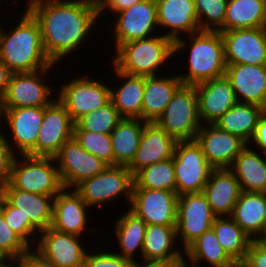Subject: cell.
Returning a JSON list of instances; mask_svg holds the SVG:
<instances>
[{"mask_svg":"<svg viewBox=\"0 0 266 267\" xmlns=\"http://www.w3.org/2000/svg\"><path fill=\"white\" fill-rule=\"evenodd\" d=\"M27 10L38 21L44 51L55 64L75 54L99 21L98 7L88 0H45Z\"/></svg>","mask_w":266,"mask_h":267,"instance_id":"1","label":"cell"},{"mask_svg":"<svg viewBox=\"0 0 266 267\" xmlns=\"http://www.w3.org/2000/svg\"><path fill=\"white\" fill-rule=\"evenodd\" d=\"M23 14L8 32L0 25V60L13 73L35 72L53 63L44 51L38 21L27 9Z\"/></svg>","mask_w":266,"mask_h":267,"instance_id":"2","label":"cell"},{"mask_svg":"<svg viewBox=\"0 0 266 267\" xmlns=\"http://www.w3.org/2000/svg\"><path fill=\"white\" fill-rule=\"evenodd\" d=\"M174 40V56L189 50L187 72L177 74L183 85H196L225 76L224 41L219 31L200 30ZM190 46V47H189ZM189 48V49H188ZM183 51V52H182ZM176 54V55H175Z\"/></svg>","mask_w":266,"mask_h":267,"instance_id":"3","label":"cell"},{"mask_svg":"<svg viewBox=\"0 0 266 267\" xmlns=\"http://www.w3.org/2000/svg\"><path fill=\"white\" fill-rule=\"evenodd\" d=\"M172 56L174 41L161 33L122 44L113 53L111 64L126 74L156 76Z\"/></svg>","mask_w":266,"mask_h":267,"instance_id":"4","label":"cell"},{"mask_svg":"<svg viewBox=\"0 0 266 267\" xmlns=\"http://www.w3.org/2000/svg\"><path fill=\"white\" fill-rule=\"evenodd\" d=\"M8 184L18 190L51 197L64 188L56 160L50 156L15 155Z\"/></svg>","mask_w":266,"mask_h":267,"instance_id":"5","label":"cell"},{"mask_svg":"<svg viewBox=\"0 0 266 267\" xmlns=\"http://www.w3.org/2000/svg\"><path fill=\"white\" fill-rule=\"evenodd\" d=\"M155 123L177 141L195 140L202 126L195 86L182 85Z\"/></svg>","mask_w":266,"mask_h":267,"instance_id":"6","label":"cell"},{"mask_svg":"<svg viewBox=\"0 0 266 267\" xmlns=\"http://www.w3.org/2000/svg\"><path fill=\"white\" fill-rule=\"evenodd\" d=\"M133 183V175L126 166L109 165L103 172L82 181L74 190L90 208L122 196L129 205Z\"/></svg>","mask_w":266,"mask_h":267,"instance_id":"7","label":"cell"},{"mask_svg":"<svg viewBox=\"0 0 266 267\" xmlns=\"http://www.w3.org/2000/svg\"><path fill=\"white\" fill-rule=\"evenodd\" d=\"M97 78L94 79L86 74V76H77L68 82L65 81L62 87L59 86L58 95L55 96L65 106L74 123L85 114L111 101L110 84Z\"/></svg>","mask_w":266,"mask_h":267,"instance_id":"8","label":"cell"},{"mask_svg":"<svg viewBox=\"0 0 266 267\" xmlns=\"http://www.w3.org/2000/svg\"><path fill=\"white\" fill-rule=\"evenodd\" d=\"M173 163L178 196L201 193L214 169L196 140L178 141Z\"/></svg>","mask_w":266,"mask_h":267,"instance_id":"9","label":"cell"},{"mask_svg":"<svg viewBox=\"0 0 266 267\" xmlns=\"http://www.w3.org/2000/svg\"><path fill=\"white\" fill-rule=\"evenodd\" d=\"M54 65L58 64L52 63L48 68L35 72L13 73L2 101L3 108L48 106L55 99L51 97L57 91L46 81Z\"/></svg>","mask_w":266,"mask_h":267,"instance_id":"10","label":"cell"},{"mask_svg":"<svg viewBox=\"0 0 266 267\" xmlns=\"http://www.w3.org/2000/svg\"><path fill=\"white\" fill-rule=\"evenodd\" d=\"M116 15L112 24L113 46L116 51L122 44L159 34L157 32L156 0H141Z\"/></svg>","mask_w":266,"mask_h":267,"instance_id":"11","label":"cell"},{"mask_svg":"<svg viewBox=\"0 0 266 267\" xmlns=\"http://www.w3.org/2000/svg\"><path fill=\"white\" fill-rule=\"evenodd\" d=\"M216 217L202 192L178 196L176 232L183 251L212 228Z\"/></svg>","mask_w":266,"mask_h":267,"instance_id":"12","label":"cell"},{"mask_svg":"<svg viewBox=\"0 0 266 267\" xmlns=\"http://www.w3.org/2000/svg\"><path fill=\"white\" fill-rule=\"evenodd\" d=\"M63 187L74 189L82 181L103 172L109 165L89 153L73 137L54 156Z\"/></svg>","mask_w":266,"mask_h":267,"instance_id":"13","label":"cell"},{"mask_svg":"<svg viewBox=\"0 0 266 267\" xmlns=\"http://www.w3.org/2000/svg\"><path fill=\"white\" fill-rule=\"evenodd\" d=\"M73 134L74 122L65 106L56 97L44 107V117L36 146L27 155L54 157L61 146L73 138Z\"/></svg>","mask_w":266,"mask_h":267,"instance_id":"14","label":"cell"},{"mask_svg":"<svg viewBox=\"0 0 266 267\" xmlns=\"http://www.w3.org/2000/svg\"><path fill=\"white\" fill-rule=\"evenodd\" d=\"M178 195L168 190L132 188L128 209L147 225L176 226Z\"/></svg>","mask_w":266,"mask_h":267,"instance_id":"15","label":"cell"},{"mask_svg":"<svg viewBox=\"0 0 266 267\" xmlns=\"http://www.w3.org/2000/svg\"><path fill=\"white\" fill-rule=\"evenodd\" d=\"M226 64L266 65V27L220 32Z\"/></svg>","mask_w":266,"mask_h":267,"instance_id":"16","label":"cell"},{"mask_svg":"<svg viewBox=\"0 0 266 267\" xmlns=\"http://www.w3.org/2000/svg\"><path fill=\"white\" fill-rule=\"evenodd\" d=\"M43 117L44 107L3 108L2 126L10 131L4 136L15 155H27L36 146Z\"/></svg>","mask_w":266,"mask_h":267,"instance_id":"17","label":"cell"},{"mask_svg":"<svg viewBox=\"0 0 266 267\" xmlns=\"http://www.w3.org/2000/svg\"><path fill=\"white\" fill-rule=\"evenodd\" d=\"M34 249L57 267H84L87 249L80 236L49 227L38 235Z\"/></svg>","mask_w":266,"mask_h":267,"instance_id":"18","label":"cell"},{"mask_svg":"<svg viewBox=\"0 0 266 267\" xmlns=\"http://www.w3.org/2000/svg\"><path fill=\"white\" fill-rule=\"evenodd\" d=\"M195 140L214 169L230 168L247 145L238 136L219 129L215 124H202Z\"/></svg>","mask_w":266,"mask_h":267,"instance_id":"19","label":"cell"},{"mask_svg":"<svg viewBox=\"0 0 266 267\" xmlns=\"http://www.w3.org/2000/svg\"><path fill=\"white\" fill-rule=\"evenodd\" d=\"M90 207L74 190L63 188L53 200L51 226L57 231L82 237L89 226ZM86 229V230H85Z\"/></svg>","mask_w":266,"mask_h":267,"instance_id":"20","label":"cell"},{"mask_svg":"<svg viewBox=\"0 0 266 267\" xmlns=\"http://www.w3.org/2000/svg\"><path fill=\"white\" fill-rule=\"evenodd\" d=\"M177 142L155 122H146L135 157L127 168L134 176L146 166L173 158Z\"/></svg>","mask_w":266,"mask_h":267,"instance_id":"21","label":"cell"},{"mask_svg":"<svg viewBox=\"0 0 266 267\" xmlns=\"http://www.w3.org/2000/svg\"><path fill=\"white\" fill-rule=\"evenodd\" d=\"M194 86L202 124H214L237 102L231 83L225 76Z\"/></svg>","mask_w":266,"mask_h":267,"instance_id":"22","label":"cell"},{"mask_svg":"<svg viewBox=\"0 0 266 267\" xmlns=\"http://www.w3.org/2000/svg\"><path fill=\"white\" fill-rule=\"evenodd\" d=\"M156 12L158 31L165 28L163 35L173 41L200 31L194 0H156Z\"/></svg>","mask_w":266,"mask_h":267,"instance_id":"23","label":"cell"},{"mask_svg":"<svg viewBox=\"0 0 266 267\" xmlns=\"http://www.w3.org/2000/svg\"><path fill=\"white\" fill-rule=\"evenodd\" d=\"M225 77L230 81L237 101L266 103V65L226 64Z\"/></svg>","mask_w":266,"mask_h":267,"instance_id":"24","label":"cell"},{"mask_svg":"<svg viewBox=\"0 0 266 267\" xmlns=\"http://www.w3.org/2000/svg\"><path fill=\"white\" fill-rule=\"evenodd\" d=\"M0 194L12 206L19 208L39 233L51 226L55 197L18 190L12 188L8 183L0 189Z\"/></svg>","mask_w":266,"mask_h":267,"instance_id":"25","label":"cell"},{"mask_svg":"<svg viewBox=\"0 0 266 267\" xmlns=\"http://www.w3.org/2000/svg\"><path fill=\"white\" fill-rule=\"evenodd\" d=\"M240 192L239 182L229 168L213 169L202 191L217 217L231 216Z\"/></svg>","mask_w":266,"mask_h":267,"instance_id":"26","label":"cell"},{"mask_svg":"<svg viewBox=\"0 0 266 267\" xmlns=\"http://www.w3.org/2000/svg\"><path fill=\"white\" fill-rule=\"evenodd\" d=\"M251 238H265L266 193L241 191L230 216Z\"/></svg>","mask_w":266,"mask_h":267,"instance_id":"27","label":"cell"},{"mask_svg":"<svg viewBox=\"0 0 266 267\" xmlns=\"http://www.w3.org/2000/svg\"><path fill=\"white\" fill-rule=\"evenodd\" d=\"M182 85L177 74L145 76L142 121L155 122Z\"/></svg>","mask_w":266,"mask_h":267,"instance_id":"28","label":"cell"},{"mask_svg":"<svg viewBox=\"0 0 266 267\" xmlns=\"http://www.w3.org/2000/svg\"><path fill=\"white\" fill-rule=\"evenodd\" d=\"M119 86L111 87L110 99L123 118H139L142 120V103L145 76L130 75L118 70L113 64ZM123 81V82H122Z\"/></svg>","mask_w":266,"mask_h":267,"instance_id":"29","label":"cell"},{"mask_svg":"<svg viewBox=\"0 0 266 267\" xmlns=\"http://www.w3.org/2000/svg\"><path fill=\"white\" fill-rule=\"evenodd\" d=\"M255 150L247 144L229 169L238 180L241 191L266 193V156Z\"/></svg>","mask_w":266,"mask_h":267,"instance_id":"30","label":"cell"},{"mask_svg":"<svg viewBox=\"0 0 266 267\" xmlns=\"http://www.w3.org/2000/svg\"><path fill=\"white\" fill-rule=\"evenodd\" d=\"M176 226H165L158 224L147 225L143 247L142 258L176 262L184 257L183 248L178 245ZM183 255V256H182Z\"/></svg>","mask_w":266,"mask_h":267,"instance_id":"31","label":"cell"},{"mask_svg":"<svg viewBox=\"0 0 266 267\" xmlns=\"http://www.w3.org/2000/svg\"><path fill=\"white\" fill-rule=\"evenodd\" d=\"M263 115V107L248 102L237 101L214 124L221 130L238 136L249 144L259 118Z\"/></svg>","mask_w":266,"mask_h":267,"instance_id":"32","label":"cell"},{"mask_svg":"<svg viewBox=\"0 0 266 267\" xmlns=\"http://www.w3.org/2000/svg\"><path fill=\"white\" fill-rule=\"evenodd\" d=\"M259 27H266V0H227L219 32Z\"/></svg>","mask_w":266,"mask_h":267,"instance_id":"33","label":"cell"},{"mask_svg":"<svg viewBox=\"0 0 266 267\" xmlns=\"http://www.w3.org/2000/svg\"><path fill=\"white\" fill-rule=\"evenodd\" d=\"M146 122L139 118H123L111 132L114 165L128 167L135 157Z\"/></svg>","mask_w":266,"mask_h":267,"instance_id":"34","label":"cell"},{"mask_svg":"<svg viewBox=\"0 0 266 267\" xmlns=\"http://www.w3.org/2000/svg\"><path fill=\"white\" fill-rule=\"evenodd\" d=\"M126 212V213H125ZM123 212L122 216L116 220L114 225L115 236L118 241L119 252L116 254L128 259L129 261L136 260L135 254L138 253L142 257V247L144 241V235L147 224L143 219L135 215L129 209ZM135 256V257H134Z\"/></svg>","mask_w":266,"mask_h":267,"instance_id":"35","label":"cell"},{"mask_svg":"<svg viewBox=\"0 0 266 267\" xmlns=\"http://www.w3.org/2000/svg\"><path fill=\"white\" fill-rule=\"evenodd\" d=\"M184 256L187 260L201 266L204 263L210 267H234L237 265L220 245L212 228L194 240L184 250Z\"/></svg>","mask_w":266,"mask_h":267,"instance_id":"36","label":"cell"},{"mask_svg":"<svg viewBox=\"0 0 266 267\" xmlns=\"http://www.w3.org/2000/svg\"><path fill=\"white\" fill-rule=\"evenodd\" d=\"M212 229L225 252L240 264L247 254L252 239L230 216L216 217Z\"/></svg>","mask_w":266,"mask_h":267,"instance_id":"37","label":"cell"},{"mask_svg":"<svg viewBox=\"0 0 266 267\" xmlns=\"http://www.w3.org/2000/svg\"><path fill=\"white\" fill-rule=\"evenodd\" d=\"M133 180L132 188L168 190L176 193L173 158L142 168L133 176Z\"/></svg>","mask_w":266,"mask_h":267,"instance_id":"38","label":"cell"},{"mask_svg":"<svg viewBox=\"0 0 266 267\" xmlns=\"http://www.w3.org/2000/svg\"><path fill=\"white\" fill-rule=\"evenodd\" d=\"M122 119L123 117L110 101L105 106L93 110L79 118L74 123V131L111 134Z\"/></svg>","mask_w":266,"mask_h":267,"instance_id":"39","label":"cell"},{"mask_svg":"<svg viewBox=\"0 0 266 267\" xmlns=\"http://www.w3.org/2000/svg\"><path fill=\"white\" fill-rule=\"evenodd\" d=\"M0 212L3 214L8 226L31 248L32 246L34 248L37 243V235L39 232L30 224L29 218H25V216L20 212V209L12 206L1 194Z\"/></svg>","mask_w":266,"mask_h":267,"instance_id":"40","label":"cell"},{"mask_svg":"<svg viewBox=\"0 0 266 267\" xmlns=\"http://www.w3.org/2000/svg\"><path fill=\"white\" fill-rule=\"evenodd\" d=\"M200 30L218 31L224 24L227 0H194Z\"/></svg>","mask_w":266,"mask_h":267,"instance_id":"41","label":"cell"},{"mask_svg":"<svg viewBox=\"0 0 266 267\" xmlns=\"http://www.w3.org/2000/svg\"><path fill=\"white\" fill-rule=\"evenodd\" d=\"M73 137L86 151L103 160L106 164L114 165L110 134L74 131Z\"/></svg>","mask_w":266,"mask_h":267,"instance_id":"42","label":"cell"},{"mask_svg":"<svg viewBox=\"0 0 266 267\" xmlns=\"http://www.w3.org/2000/svg\"><path fill=\"white\" fill-rule=\"evenodd\" d=\"M31 247L6 223L0 212V254L6 260H19Z\"/></svg>","mask_w":266,"mask_h":267,"instance_id":"43","label":"cell"},{"mask_svg":"<svg viewBox=\"0 0 266 267\" xmlns=\"http://www.w3.org/2000/svg\"><path fill=\"white\" fill-rule=\"evenodd\" d=\"M130 261L110 250L86 252L84 267H129Z\"/></svg>","mask_w":266,"mask_h":267,"instance_id":"44","label":"cell"},{"mask_svg":"<svg viewBox=\"0 0 266 267\" xmlns=\"http://www.w3.org/2000/svg\"><path fill=\"white\" fill-rule=\"evenodd\" d=\"M240 265L242 267H266V238L251 240L247 254Z\"/></svg>","mask_w":266,"mask_h":267,"instance_id":"45","label":"cell"},{"mask_svg":"<svg viewBox=\"0 0 266 267\" xmlns=\"http://www.w3.org/2000/svg\"><path fill=\"white\" fill-rule=\"evenodd\" d=\"M15 154L11 150L4 132L0 133V189L8 183Z\"/></svg>","mask_w":266,"mask_h":267,"instance_id":"46","label":"cell"},{"mask_svg":"<svg viewBox=\"0 0 266 267\" xmlns=\"http://www.w3.org/2000/svg\"><path fill=\"white\" fill-rule=\"evenodd\" d=\"M24 267H57L52 262L45 259L33 247L26 251L19 259Z\"/></svg>","mask_w":266,"mask_h":267,"instance_id":"47","label":"cell"},{"mask_svg":"<svg viewBox=\"0 0 266 267\" xmlns=\"http://www.w3.org/2000/svg\"><path fill=\"white\" fill-rule=\"evenodd\" d=\"M141 0H105L99 7V20L102 18V14L109 10L115 17V14L130 8L134 4L140 2Z\"/></svg>","mask_w":266,"mask_h":267,"instance_id":"48","label":"cell"},{"mask_svg":"<svg viewBox=\"0 0 266 267\" xmlns=\"http://www.w3.org/2000/svg\"><path fill=\"white\" fill-rule=\"evenodd\" d=\"M252 142L260 152L266 151V117L264 115L259 118L255 132L248 144L251 148Z\"/></svg>","mask_w":266,"mask_h":267,"instance_id":"49","label":"cell"},{"mask_svg":"<svg viewBox=\"0 0 266 267\" xmlns=\"http://www.w3.org/2000/svg\"><path fill=\"white\" fill-rule=\"evenodd\" d=\"M12 74L7 65L0 60V102L3 101Z\"/></svg>","mask_w":266,"mask_h":267,"instance_id":"50","label":"cell"},{"mask_svg":"<svg viewBox=\"0 0 266 267\" xmlns=\"http://www.w3.org/2000/svg\"><path fill=\"white\" fill-rule=\"evenodd\" d=\"M142 261L134 260L130 261L129 267H173L175 262H167L164 260H154V259H141Z\"/></svg>","mask_w":266,"mask_h":267,"instance_id":"51","label":"cell"},{"mask_svg":"<svg viewBox=\"0 0 266 267\" xmlns=\"http://www.w3.org/2000/svg\"><path fill=\"white\" fill-rule=\"evenodd\" d=\"M203 266L205 267V264ZM203 266L197 265L191 262L190 260L187 261V258L185 256L177 260L173 265V267H203Z\"/></svg>","mask_w":266,"mask_h":267,"instance_id":"52","label":"cell"},{"mask_svg":"<svg viewBox=\"0 0 266 267\" xmlns=\"http://www.w3.org/2000/svg\"><path fill=\"white\" fill-rule=\"evenodd\" d=\"M0 267H24L19 260H7Z\"/></svg>","mask_w":266,"mask_h":267,"instance_id":"53","label":"cell"},{"mask_svg":"<svg viewBox=\"0 0 266 267\" xmlns=\"http://www.w3.org/2000/svg\"><path fill=\"white\" fill-rule=\"evenodd\" d=\"M2 120H3V105L2 102H0V133H2V130H6L2 125ZM4 128V129H3Z\"/></svg>","mask_w":266,"mask_h":267,"instance_id":"54","label":"cell"},{"mask_svg":"<svg viewBox=\"0 0 266 267\" xmlns=\"http://www.w3.org/2000/svg\"><path fill=\"white\" fill-rule=\"evenodd\" d=\"M24 1H28L26 2L27 6L25 9L29 8L31 5H33L34 3H37V2H41V1H45V0H24Z\"/></svg>","mask_w":266,"mask_h":267,"instance_id":"55","label":"cell"},{"mask_svg":"<svg viewBox=\"0 0 266 267\" xmlns=\"http://www.w3.org/2000/svg\"><path fill=\"white\" fill-rule=\"evenodd\" d=\"M88 1L94 2L97 7H99L104 2V0H88Z\"/></svg>","mask_w":266,"mask_h":267,"instance_id":"56","label":"cell"},{"mask_svg":"<svg viewBox=\"0 0 266 267\" xmlns=\"http://www.w3.org/2000/svg\"><path fill=\"white\" fill-rule=\"evenodd\" d=\"M7 260L0 254V264L6 262Z\"/></svg>","mask_w":266,"mask_h":267,"instance_id":"57","label":"cell"},{"mask_svg":"<svg viewBox=\"0 0 266 267\" xmlns=\"http://www.w3.org/2000/svg\"><path fill=\"white\" fill-rule=\"evenodd\" d=\"M263 115L266 117V103L263 106Z\"/></svg>","mask_w":266,"mask_h":267,"instance_id":"58","label":"cell"},{"mask_svg":"<svg viewBox=\"0 0 266 267\" xmlns=\"http://www.w3.org/2000/svg\"><path fill=\"white\" fill-rule=\"evenodd\" d=\"M2 1H3V0H0V3H1ZM5 1H8V0H5ZM10 1H12V0H10ZM17 2H18L17 0H13L12 3H13V5H14V4H17Z\"/></svg>","mask_w":266,"mask_h":267,"instance_id":"59","label":"cell"},{"mask_svg":"<svg viewBox=\"0 0 266 267\" xmlns=\"http://www.w3.org/2000/svg\"><path fill=\"white\" fill-rule=\"evenodd\" d=\"M234 267H242L240 264H237L236 266H234Z\"/></svg>","mask_w":266,"mask_h":267,"instance_id":"60","label":"cell"}]
</instances>
